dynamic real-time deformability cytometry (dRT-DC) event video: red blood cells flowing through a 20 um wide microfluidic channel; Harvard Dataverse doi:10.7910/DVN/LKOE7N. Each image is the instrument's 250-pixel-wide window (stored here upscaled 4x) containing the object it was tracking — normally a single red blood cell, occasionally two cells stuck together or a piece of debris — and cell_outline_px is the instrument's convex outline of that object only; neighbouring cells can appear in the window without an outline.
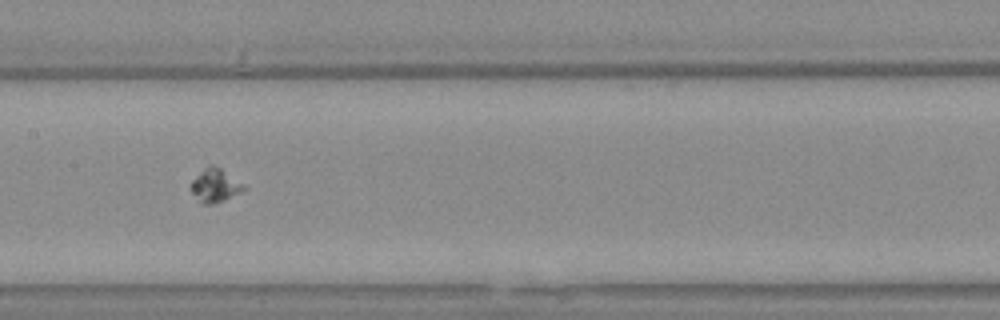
{"species": "Egyptian fruit bat (a non-hibernating species)", "species_latin": "Rousettus aegyptiacus", "temperature_condition": "warm", "stored_images_in_passage": 38, "camera_frame_rate_fps": 3000, "um_per_image_px": 0.085, "animal": {"sex": "female"}, "frame": {"image": 1, "passage_image": 17, "time_ms": 5.333, "image_size_px": [1000, 320], "cell_outline_px": [[248, 188], [224, 200], [212, 204], [200, 204], [192, 192], [192, 180], [208, 164], [212, 164], [220, 168]], "centroid_in_image_um": [18.27, 15.77], "position_along_channel_um": 189.1, "area_um2": 10.06}}
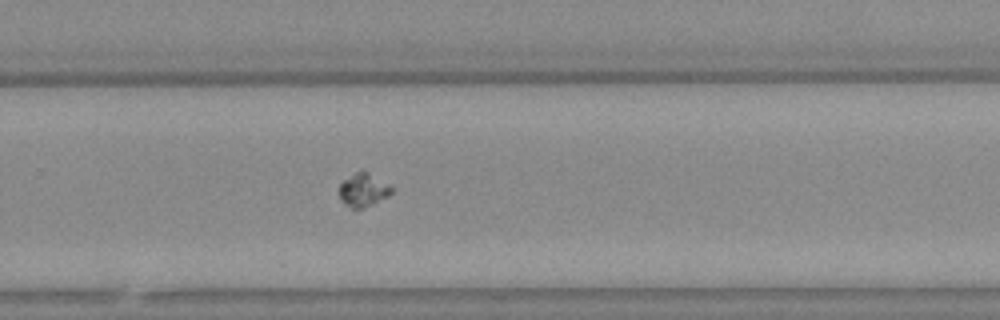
{"frame": {"image": 2, "passage_image": 26, "time_ms": 8.333, "image_size_px": [1000, 320], "cell_outline_px": [[392, 192], [388, 196], [364, 208], [348, 208], [344, 204], [340, 196], [340, 184], [344, 180], [360, 168], [364, 168], [388, 184], [392, 188]], "centroid_in_image_um": [30.88, 16.11], "position_along_channel_um": 298.9, "area_um2": 10.29}}
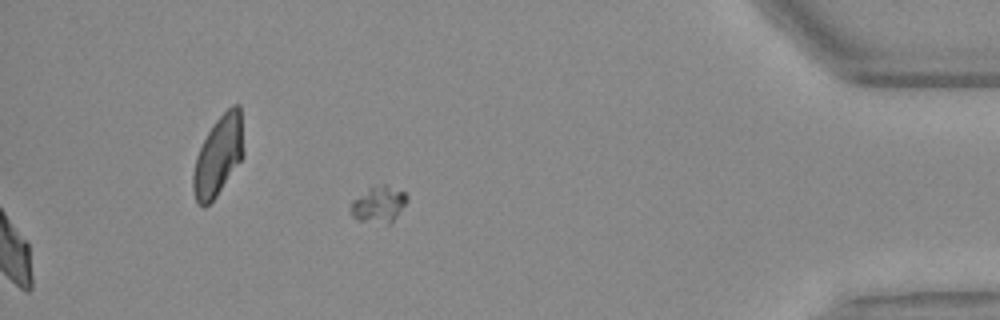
{"frame": {"image": 3, "passage_image": 38, "time_ms": 12.333, "image_size_px": [1000, 320], "cell_outline_px": [[408, 200], [396, 216], [388, 224], [360, 220], [352, 216], [352, 200], [368, 188], [384, 184], [404, 192], [408, 196]], "centroid_in_image_um": [32.2, 17.36], "position_along_channel_um": 403.0, "area_um2": 11.56}}